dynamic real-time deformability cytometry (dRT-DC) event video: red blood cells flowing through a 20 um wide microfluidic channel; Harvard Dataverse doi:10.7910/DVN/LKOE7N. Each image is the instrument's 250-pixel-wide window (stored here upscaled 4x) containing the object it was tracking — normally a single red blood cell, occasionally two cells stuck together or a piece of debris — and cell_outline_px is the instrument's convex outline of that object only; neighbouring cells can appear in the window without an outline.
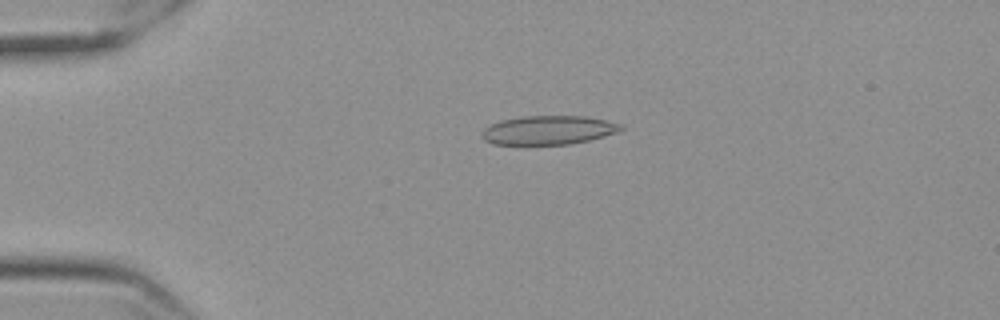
{"species": "Egyptian fruit bat (a non-hibernating species)", "species_latin": "Rousettus aegyptiacus", "temperature_condition": "cold", "stored_images_in_passage": 57, "camera_frame_rate_fps": 3000, "um_per_image_px": 0.085, "frame": {"image": 1, "passage_image": 13, "time_ms": 4.0, "image_size_px": [1000, 320], "cell_outline_px": [[624, 128], [616, 132], [604, 136], [572, 144], [492, 144], [484, 140], [484, 128], [488, 124], [500, 120], [524, 116], [584, 116], [608, 120], [624, 124]], "centroid_in_image_um": [46.64, 11.05], "position_along_channel_um": 38.4, "area_um2": 23.41}}
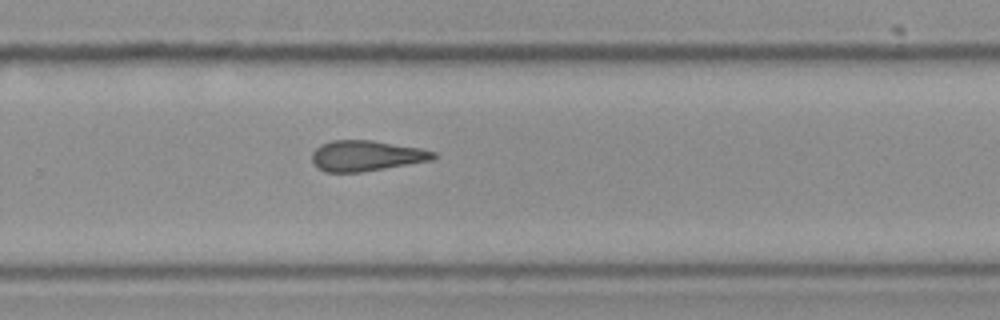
{"frame": {"image": 2, "passage_image": 38, "time_ms": 12.333, "image_size_px": [1000, 320], "cell_outline_px": [[436, 156], [432, 160], [360, 172], [324, 172], [312, 160], [312, 152], [320, 144], [332, 140], [372, 140], [420, 148], [436, 152]], "centroid_in_image_um": [31.12, 13.23], "position_along_channel_um": 298.7, "area_um2": 21.44}}
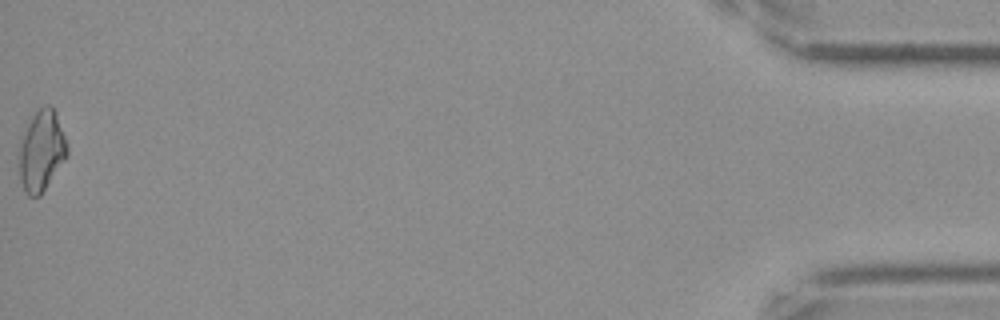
{"frame": {"image": 3, "passage_image": 57, "time_ms": 18.667, "image_size_px": [1000, 320], "cell_outline_px": [[68, 156], [40, 196], [28, 196], [24, 192], [20, 180], [20, 136], [32, 116], [44, 104], [48, 104], [56, 112], [68, 148]], "centroid_in_image_um": [3.52, 12.83], "position_along_channel_um": 431.7, "area_um2": 22.6}, "authors_computed_cell_mechanics": {"area_um2": 21.7328, "velocity_mm_per_s": 3.5628, "shape_relaxation_time_tau1_ms": null, "shape_relaxation_time_tau2_ms": 3.0612, "deformation_change_tau1": null, "deformation_change_tau2": 0.1206}}